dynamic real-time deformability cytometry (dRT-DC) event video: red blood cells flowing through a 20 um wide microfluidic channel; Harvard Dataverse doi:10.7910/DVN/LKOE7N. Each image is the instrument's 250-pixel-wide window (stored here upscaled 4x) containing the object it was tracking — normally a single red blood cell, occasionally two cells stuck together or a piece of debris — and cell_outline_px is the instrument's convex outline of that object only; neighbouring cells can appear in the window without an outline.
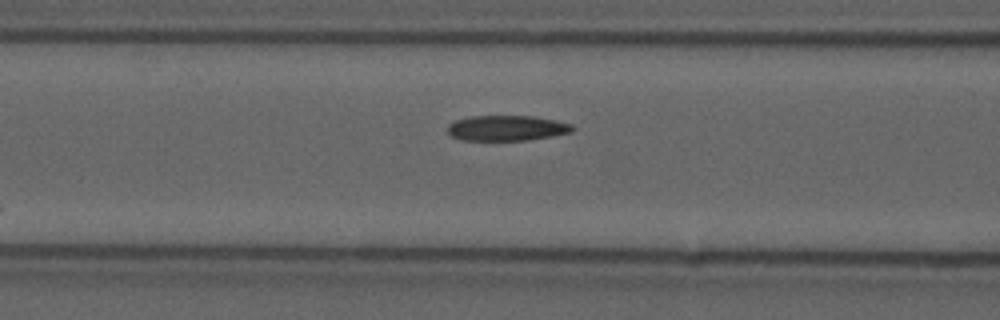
{"species": "common noctule bat (a hibernating species)", "species_latin": "Nyctalus noctula", "temperature_condition": "cold", "stored_images_in_passage": 9, "camera_frame_rate_fps": 3000, "um_per_image_px": 0.085, "animal": {"sex": "male", "forearm_length_mm": 52.5}, "frame": {"image": 1, "passage_image": 8, "time_ms": 2.333, "image_size_px": [1000, 320], "cell_outline_px": [[576, 128], [572, 132], [552, 136], [528, 140], [464, 140], [452, 136], [448, 132], [448, 124], [456, 120], [472, 116], [536, 116], [556, 120], [572, 124]], "centroid_in_image_um": [43.13, 10.88], "position_along_channel_um": 123.5, "area_um2": 18.5}}